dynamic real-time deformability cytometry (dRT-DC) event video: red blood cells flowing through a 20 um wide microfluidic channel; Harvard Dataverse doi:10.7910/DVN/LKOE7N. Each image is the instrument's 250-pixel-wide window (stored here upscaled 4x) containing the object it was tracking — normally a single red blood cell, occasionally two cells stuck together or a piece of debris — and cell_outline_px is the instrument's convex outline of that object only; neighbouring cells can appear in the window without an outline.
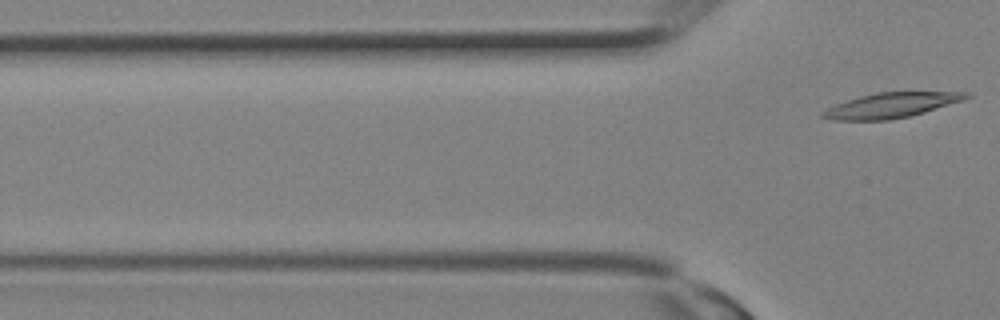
{"species": "Egyptian fruit bat (a non-hibernating species)", "species_latin": "Rousettus aegyptiacus", "temperature_condition": "room temperature", "stored_images_in_passage": 4, "camera_frame_rate_fps": 3000, "um_per_image_px": 0.085, "animal": {"sex": "female"}, "frame": {"image": 1, "passage_image": 4, "time_ms": 1.0, "image_size_px": [1000, 320], "cell_outline_px": [[972, 96], [964, 100], [924, 112], [908, 116], [888, 120], [832, 120], [820, 116], [820, 112], [836, 104], [860, 96], [876, 92], [972, 92]], "centroid_in_image_um": [75.76, 8.94], "position_along_channel_um": 50.0, "area_um2": 20.81}}